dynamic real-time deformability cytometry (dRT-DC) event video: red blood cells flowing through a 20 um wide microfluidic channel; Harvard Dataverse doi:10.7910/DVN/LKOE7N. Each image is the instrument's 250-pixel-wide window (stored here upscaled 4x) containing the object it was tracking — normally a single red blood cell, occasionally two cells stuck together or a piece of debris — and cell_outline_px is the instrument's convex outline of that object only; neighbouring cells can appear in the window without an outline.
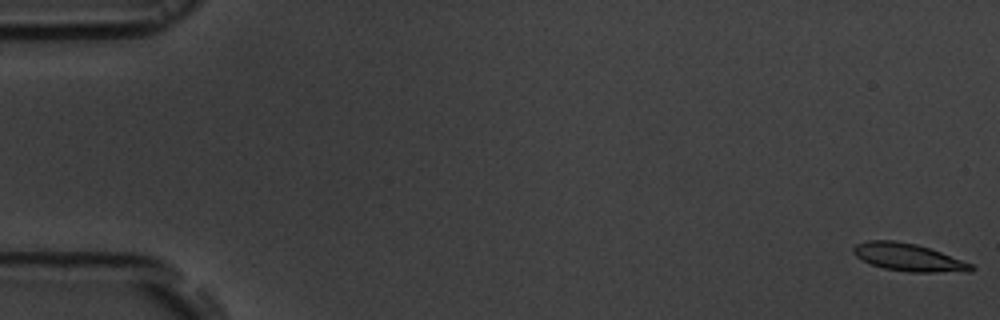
{"species": "common noctule bat (a hibernating species)", "species_latin": "Nyctalus noctula", "temperature_condition": "room temperature", "stored_images_in_passage": 56, "camera_frame_rate_fps": 3000, "um_per_image_px": 0.085, "animal": {"sex": "male", "body_mass_g": 19.5, "forearm_length_mm": 54.6}, "frame": {"image": 1, "passage_image": 1, "time_ms": 0.0, "image_size_px": [1000, 320], "cell_outline_px": [[976, 268], [972, 272], [908, 272], [884, 268], [872, 264], [856, 256], [852, 252], [852, 248], [856, 244], [868, 240], [896, 240], [916, 244], [940, 252], [972, 264]], "centroid_in_image_um": [77.23, 21.87], "position_along_channel_um": 7.8, "area_um2": 18.9}}
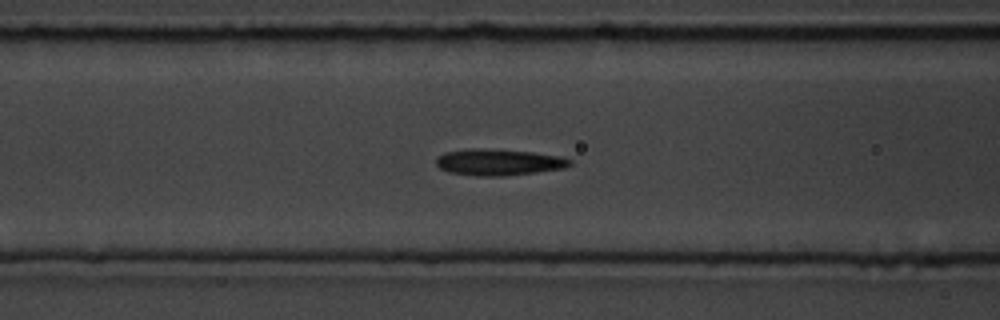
{"frame": {"image": 2, "passage_image": 23, "time_ms": 7.333, "image_size_px": [1000, 320], "cell_outline_px": [[572, 164], [564, 168], [536, 172], [504, 176], [476, 176], [448, 172], [440, 168], [436, 164], [436, 156], [444, 152], [472, 148], [480, 148], [532, 152], [560, 156], [572, 160]], "centroid_in_image_um": [42.35, 13.79], "position_along_channel_um": 124.2, "area_um2": 20.63}}
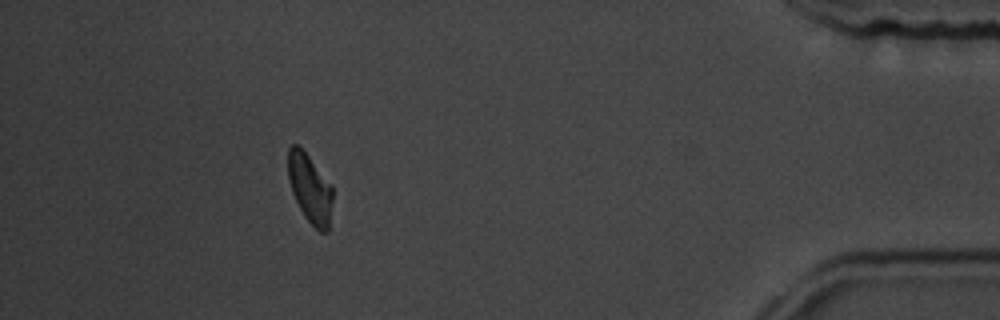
{"frame": {"image": 3, "passage_image": 51, "time_ms": 16.667, "image_size_px": [1000, 320], "cell_outline_px": [[332, 200], [328, 232], [320, 232], [304, 216], [292, 192], [288, 176], [288, 148], [292, 144], [296, 144], [308, 156], [332, 184]], "centroid_in_image_um": [26.35, 16.02], "position_along_channel_um": 408.9, "area_um2": 17.69}, "authors_computed_cell_mechanics": {"area_um2": 19.1607, "velocity_mm_per_s": 3.6371, "shape_relaxation_time_tau1_ms": 4.0918, "shape_relaxation_time_tau2_ms": 2.7199, "deformation_change_tau1": 0.1293, "deformation_change_tau2": 0.0921}}